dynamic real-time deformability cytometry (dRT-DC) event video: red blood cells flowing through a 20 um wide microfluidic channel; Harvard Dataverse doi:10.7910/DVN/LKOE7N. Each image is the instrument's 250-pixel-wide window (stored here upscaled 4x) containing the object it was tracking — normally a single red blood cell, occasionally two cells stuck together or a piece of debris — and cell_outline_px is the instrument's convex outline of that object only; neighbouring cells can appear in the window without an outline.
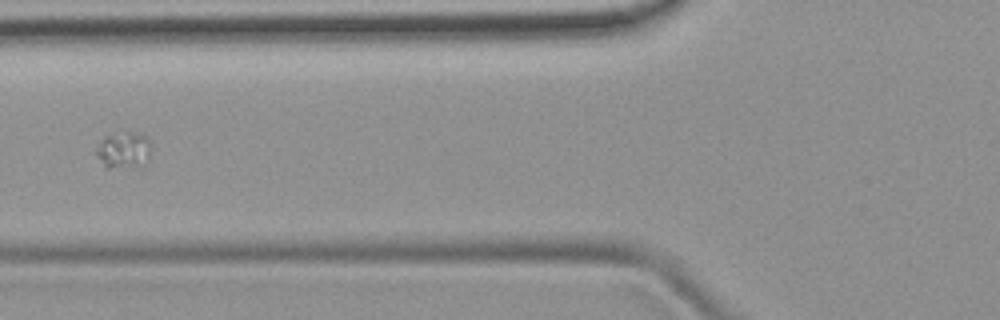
{"species": "common noctule bat (a hibernating species)", "species_latin": "Nyctalus noctula", "temperature_condition": "room temperature", "stored_images_in_passage": 7, "camera_frame_rate_fps": 3000, "um_per_image_px": 0.085, "animal": {"sex": "female", "body_mass_g": 19.9}, "frame": {"image": 1, "passage_image": 6, "time_ms": 6.667, "image_size_px": [1000, 320], "cell_outline_px": [[152, 140], [148, 156], [144, 168], [108, 168], [92, 152], [100, 140], [104, 136], [128, 132], [148, 136]], "centroid_in_image_um": [10.51, 12.79], "position_along_channel_um": 115.3, "area_um2": 12.14}}
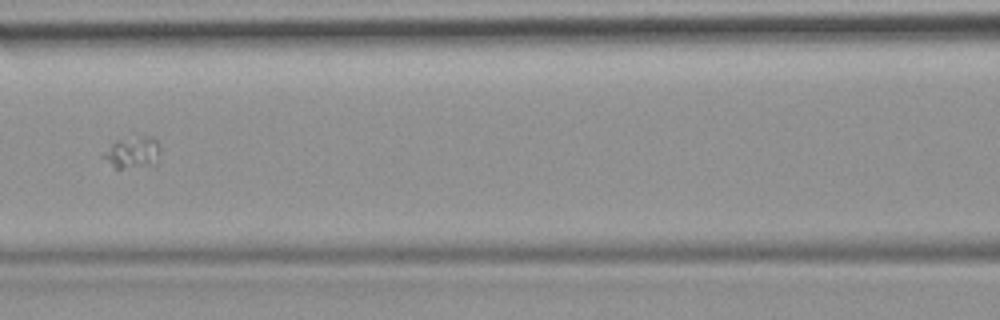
{"frame": {"image": 2, "passage_image": 7, "time_ms": 7.667, "image_size_px": [1000, 320], "cell_outline_px": [[160, 152], [156, 164], [120, 168], [116, 168], [100, 156], [116, 140], [140, 136], [152, 136], [156, 140], [160, 148]], "centroid_in_image_um": [11.29, 12.94], "position_along_channel_um": 155.3, "area_um2": 10.35}}